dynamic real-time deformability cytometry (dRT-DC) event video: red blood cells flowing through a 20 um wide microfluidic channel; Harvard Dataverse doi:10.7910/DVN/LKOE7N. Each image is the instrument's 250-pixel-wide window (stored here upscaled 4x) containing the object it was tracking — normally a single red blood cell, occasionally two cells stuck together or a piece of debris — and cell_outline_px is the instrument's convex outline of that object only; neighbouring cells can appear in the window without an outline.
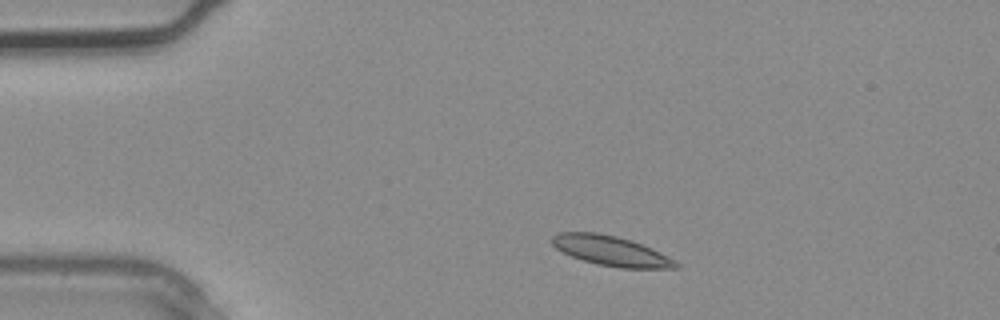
{"species": "common noctule bat (a hibernating species)", "species_latin": "Nyctalus noctula", "temperature_condition": "warm", "stored_images_in_passage": 3, "camera_frame_rate_fps": 3000, "um_per_image_px": 0.085, "animal": {"sex": "male", "body_mass_g": 20.4}, "frame": {"image": 1, "passage_image": 2, "time_ms": 0.333, "image_size_px": [1000, 320], "cell_outline_px": [[680, 268], [620, 268], [596, 264], [572, 256], [556, 248], [552, 244], [552, 236], [556, 232], [596, 232], [616, 236], [632, 240], [652, 248], [676, 260], [680, 264]], "centroid_in_image_um": [51.96, 21.32], "position_along_channel_um": 33.0, "area_um2": 21.62}}
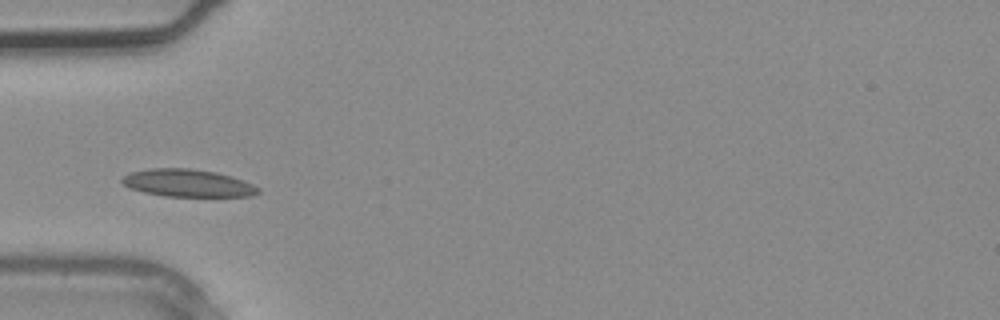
{"frame": {"image": 2, "passage_image": 3, "time_ms": 0.667, "image_size_px": [1000, 320], "cell_outline_px": [[260, 192], [252, 196], [164, 196], [144, 192], [132, 188], [124, 184], [120, 180], [128, 172], [152, 168], [192, 168], [216, 172], [232, 176], [244, 180], [260, 188]], "centroid_in_image_um": [15.98, 15.55], "position_along_channel_um": 69.0, "area_um2": 21.85}}